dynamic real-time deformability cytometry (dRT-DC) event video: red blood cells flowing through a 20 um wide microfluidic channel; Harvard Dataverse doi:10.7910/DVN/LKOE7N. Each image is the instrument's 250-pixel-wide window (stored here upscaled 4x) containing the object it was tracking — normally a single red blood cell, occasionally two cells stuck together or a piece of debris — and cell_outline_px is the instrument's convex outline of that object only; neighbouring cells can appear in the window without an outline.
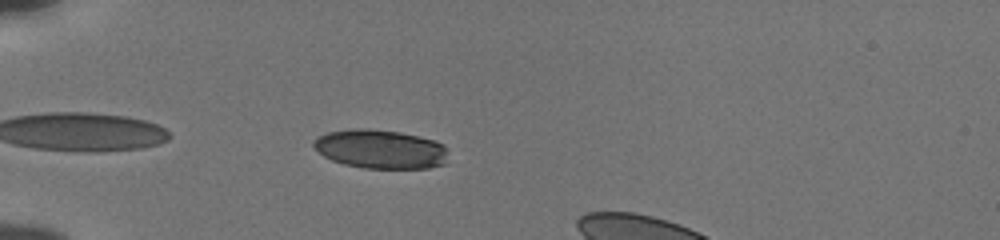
{"species": "human", "species_latin": "Homo sapiens", "temperature_condition": "cold", "stored_images_in_passage": 37, "camera_frame_rate_fps": 3000, "um_per_image_px": 0.085, "donor": {"sex": "male"}, "frame": {"image": 1, "passage_image": 3, "time_ms": 0.667, "image_size_px": [1000, 240], "cell_outline_px": [[444, 164], [428, 168], [364, 168], [344, 164], [332, 160], [324, 156], [312, 144], [312, 140], [328, 132], [356, 128], [364, 128], [400, 132], [436, 140], [444, 144]], "centroid_in_image_um": [32.31, 12.67], "position_along_channel_um": 52.7, "area_um2": 30.23}}
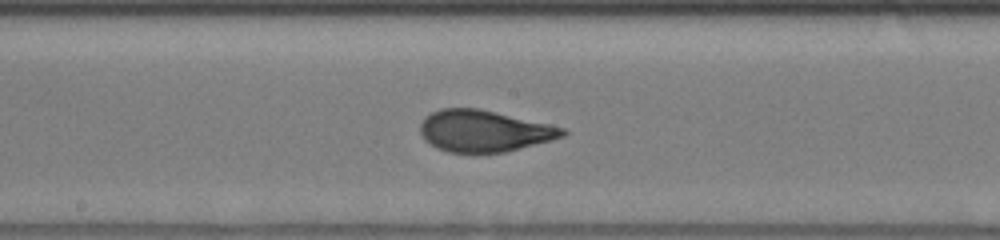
{"frame": {"image": 2, "passage_image": 17, "time_ms": 5.333, "image_size_px": [1000, 240], "cell_outline_px": [[568, 132], [564, 136], [504, 152], [448, 152], [436, 148], [424, 140], [420, 132], [420, 124], [424, 116], [440, 108], [480, 108], [548, 124], [564, 128]], "centroid_in_image_um": [41.08, 11.12], "position_along_channel_um": 207.1, "area_um2": 34.28}}
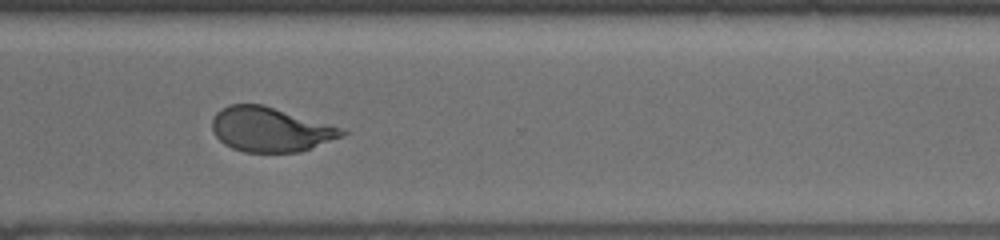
{"frame": {"image": 3, "passage_image": 28, "time_ms": 9.0, "image_size_px": [1000, 240], "cell_outline_px": [[348, 132], [344, 136], [300, 152], [244, 152], [232, 148], [224, 144], [216, 136], [212, 128], [212, 120], [216, 112], [220, 108], [228, 104], [264, 104], [344, 128]], "centroid_in_image_um": [22.99, 10.99], "position_along_channel_um": 347.6, "area_um2": 33.99}}